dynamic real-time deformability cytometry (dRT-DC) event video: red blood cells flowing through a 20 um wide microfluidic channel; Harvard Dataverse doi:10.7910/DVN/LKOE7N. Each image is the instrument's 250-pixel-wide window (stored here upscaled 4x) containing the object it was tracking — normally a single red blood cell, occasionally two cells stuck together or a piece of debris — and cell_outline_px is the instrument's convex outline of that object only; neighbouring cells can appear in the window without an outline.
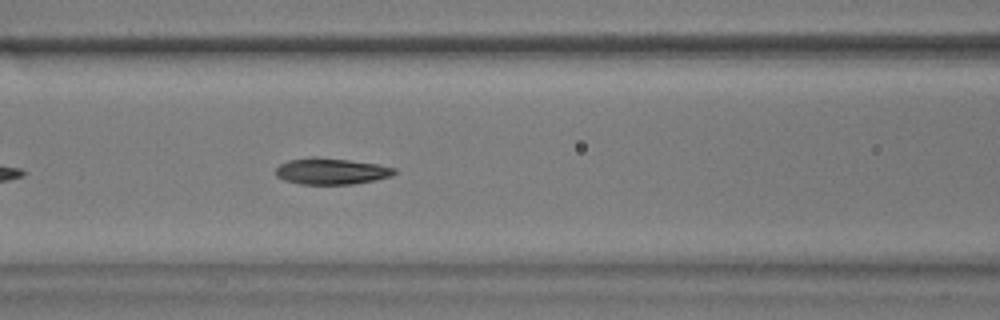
{"species": "common noctule bat (a hibernating species)", "species_latin": "Nyctalus noctula", "temperature_condition": "warm", "stored_images_in_passage": 31, "camera_frame_rate_fps": 3000, "um_per_image_px": 0.085, "animal": {"sex": "male", "body_mass_g": 17.9}, "frame": {"image": 1, "passage_image": 10, "time_ms": 3.0, "image_size_px": [1000, 320], "cell_outline_px": [[396, 172], [392, 176], [352, 184], [300, 184], [284, 180], [276, 176], [276, 168], [280, 164], [288, 160], [316, 156], [348, 160], [376, 164], [396, 168]], "centroid_in_image_um": [28.13, 14.55], "position_along_channel_um": 138.5, "area_um2": 18.09}, "authors_computed_cell_mechanics": {"area_um2": 16.9354, "velocity_mm_per_s": 3.5559, "shape_relaxation_time_tau1_ms": 3.3632, "shape_relaxation_time_tau2_ms": 1.879, "deformation_change_tau1": 0.1609, "deformation_change_tau2": 0.0746}}